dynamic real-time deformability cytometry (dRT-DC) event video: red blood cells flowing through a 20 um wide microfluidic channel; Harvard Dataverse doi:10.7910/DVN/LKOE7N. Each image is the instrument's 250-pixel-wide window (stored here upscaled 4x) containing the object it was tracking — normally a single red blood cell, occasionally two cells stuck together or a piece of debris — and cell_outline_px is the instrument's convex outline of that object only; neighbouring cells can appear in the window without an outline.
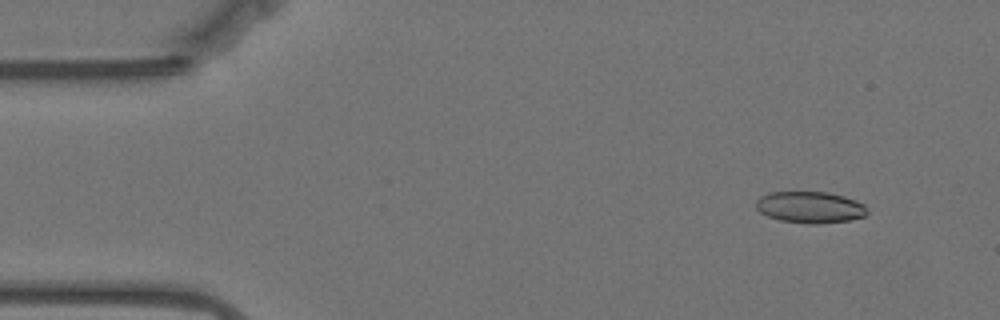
{"species": "Egyptian fruit bat (a non-hibernating species)", "species_latin": "Rousettus aegyptiacus", "temperature_condition": "warm", "stored_images_in_passage": 34, "camera_frame_rate_fps": 3000, "um_per_image_px": 0.085, "animal": {"sex": "female"}, "frame": {"image": 1, "passage_image": 2, "time_ms": 0.333, "image_size_px": [1000, 320], "cell_outline_px": [[868, 212], [864, 216], [852, 220], [816, 224], [808, 224], [780, 220], [768, 216], [760, 212], [756, 208], [756, 200], [760, 196], [768, 192], [828, 192], [844, 196], [856, 200], [864, 204]], "centroid_in_image_um": [68.86, 17.61], "position_along_channel_um": 16.1, "area_um2": 20.58}}
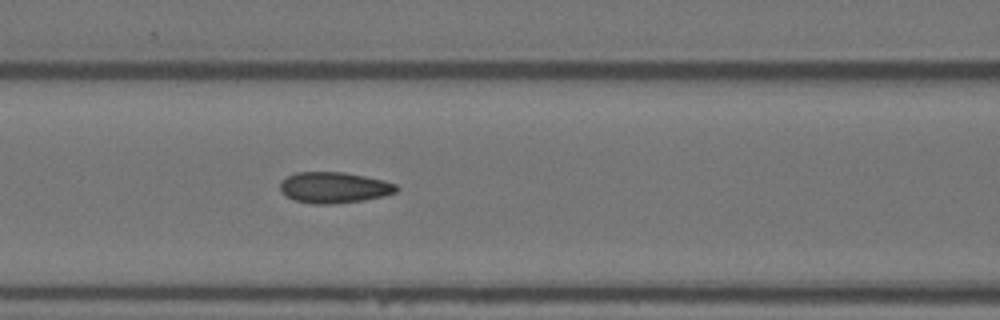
{"frame": {"image": 2, "passage_image": 20, "time_ms": 6.333, "image_size_px": [1000, 320], "cell_outline_px": [[400, 188], [396, 192], [384, 196], [364, 200], [332, 204], [312, 204], [292, 200], [280, 192], [280, 180], [296, 172], [344, 172], [384, 180], [396, 184]], "centroid_in_image_um": [28.38, 15.95], "position_along_channel_um": 138.2, "area_um2": 21.27}}
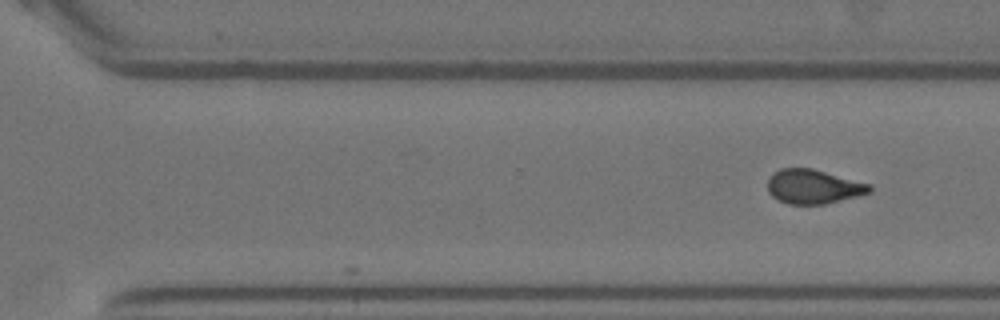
{"frame": {"image": 3, "passage_image": 34, "time_ms": 11.0, "image_size_px": [1000, 320], "cell_outline_px": [[872, 192], [824, 204], [788, 204], [772, 196], [768, 192], [768, 176], [772, 172], [780, 168], [812, 168], [872, 184]], "centroid_in_image_um": [69.13, 15.85], "position_along_channel_um": 301.5, "area_um2": 20.46}}